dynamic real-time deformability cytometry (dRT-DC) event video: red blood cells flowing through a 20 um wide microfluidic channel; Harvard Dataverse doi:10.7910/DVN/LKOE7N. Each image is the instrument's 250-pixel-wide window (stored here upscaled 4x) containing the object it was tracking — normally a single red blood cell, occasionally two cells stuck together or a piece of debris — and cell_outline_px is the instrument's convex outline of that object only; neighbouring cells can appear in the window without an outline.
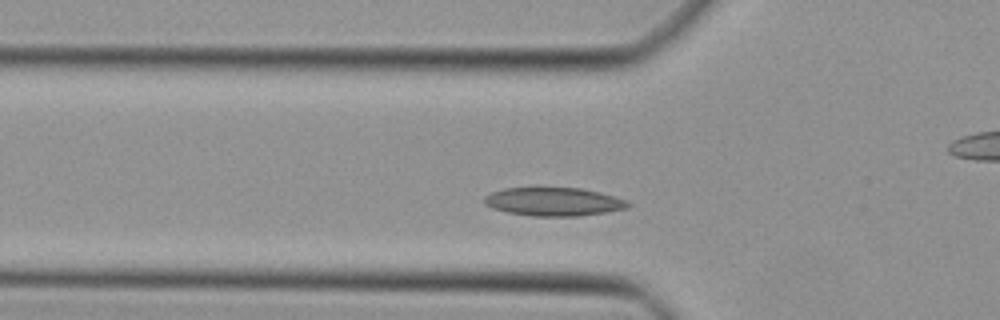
{"species": "Egyptian fruit bat (a non-hibernating species)", "species_latin": "Rousettus aegyptiacus", "temperature_condition": "cold", "stored_images_in_passage": 39, "camera_frame_rate_fps": 3000, "um_per_image_px": 0.085, "animal": {"sex": "female"}, "frame": {"image": 1, "passage_image": 7, "time_ms": 2.0, "image_size_px": [1000, 320], "cell_outline_px": [[632, 204], [628, 208], [604, 212], [576, 216], [532, 216], [508, 212], [492, 208], [484, 204], [484, 196], [492, 192], [504, 188], [580, 188], [600, 192], [628, 200]], "centroid_in_image_um": [47.07, 17.14], "position_along_channel_um": 78.7, "area_um2": 23.76}}
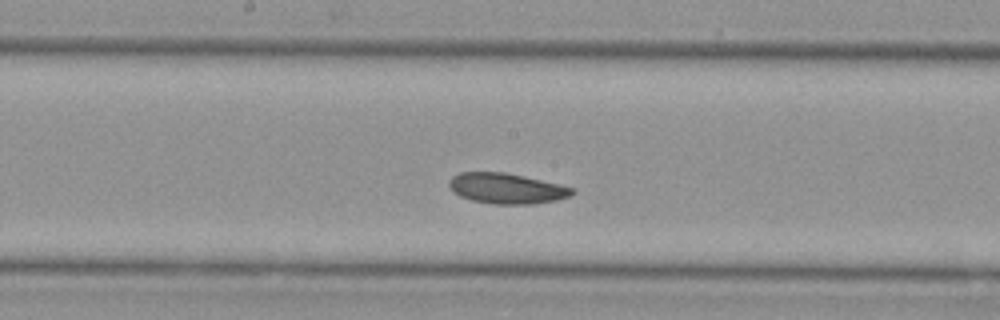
{"frame": {"image": 2, "passage_image": 16, "time_ms": 5.0, "image_size_px": [1000, 320], "cell_outline_px": [[576, 192], [568, 196], [556, 200], [532, 204], [492, 204], [472, 200], [460, 196], [452, 192], [448, 184], [448, 180], [452, 176], [460, 172], [504, 172], [524, 176], [560, 184], [576, 188]], "centroid_in_image_um": [43.05, 16.01], "position_along_channel_um": 205.2, "area_um2": 22.02}}
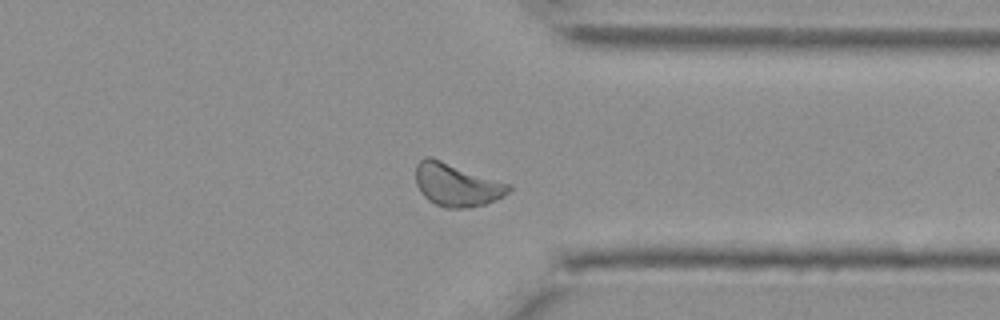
{"frame": {"image": 3, "passage_image": 28, "time_ms": 9.0, "image_size_px": [1000, 320], "cell_outline_px": [[512, 188], [504, 196], [484, 204], [468, 208], [444, 208], [428, 200], [420, 192], [416, 184], [416, 164], [424, 156], [432, 156], [512, 184]], "centroid_in_image_um": [38.82, 15.68], "position_along_channel_um": 372.6, "area_um2": 23.7}}